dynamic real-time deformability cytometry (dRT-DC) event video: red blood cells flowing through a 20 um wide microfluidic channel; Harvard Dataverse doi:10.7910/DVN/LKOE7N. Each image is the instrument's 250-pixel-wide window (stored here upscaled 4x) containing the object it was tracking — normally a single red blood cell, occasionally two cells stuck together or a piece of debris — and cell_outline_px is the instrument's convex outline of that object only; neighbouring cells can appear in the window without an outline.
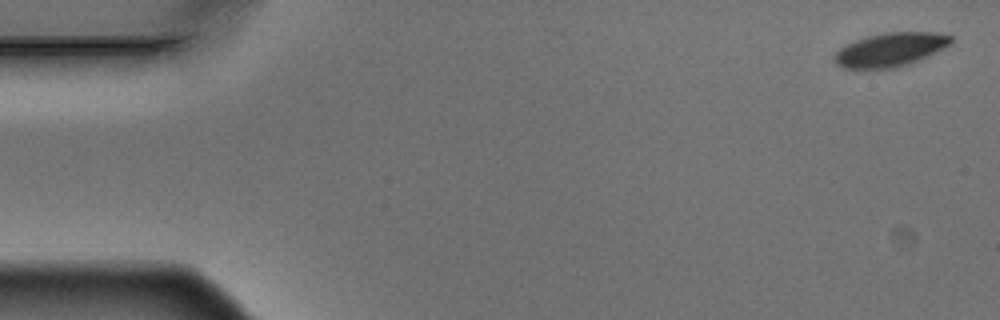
{"species": "Egyptian fruit bat (a non-hibernating species)", "species_latin": "Rousettus aegyptiacus", "temperature_condition": "warm", "stored_images_in_passage": 5, "camera_frame_rate_fps": 3000, "um_per_image_px": 0.085, "animal": {"sex": "male"}, "frame": {"image": 1, "passage_image": 1, "time_ms": 0.0, "image_size_px": [1000, 320], "cell_outline_px": [[952, 44], [912, 64], [892, 68], [844, 68], [836, 64], [832, 56], [840, 48], [856, 40], [868, 36], [884, 32], [936, 32], [952, 36]], "centroid_in_image_um": [75.71, 4.22], "position_along_channel_um": 9.3, "area_um2": 23.0}}
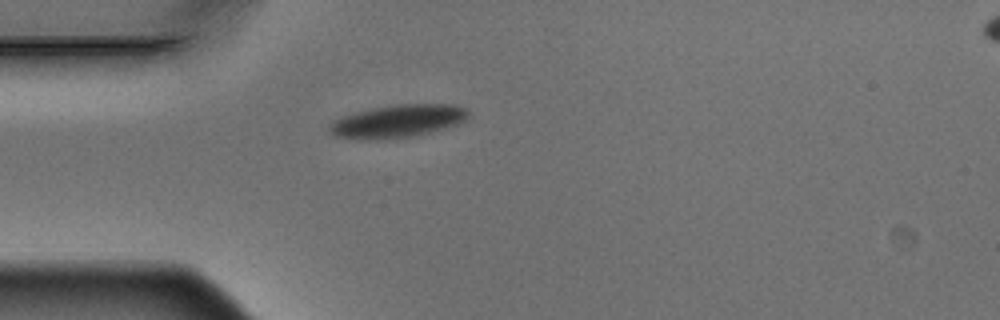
{"frame": {"image": 2, "passage_image": 5, "time_ms": 1.333, "image_size_px": [1000, 320], "cell_outline_px": [[468, 116], [464, 120], [456, 124], [416, 136], [380, 140], [360, 140], [336, 136], [328, 132], [328, 124], [332, 120], [356, 112], [396, 104], [456, 104], [468, 108]], "centroid_in_image_um": [33.77, 10.31], "position_along_channel_um": 51.2, "area_um2": 26.7}}